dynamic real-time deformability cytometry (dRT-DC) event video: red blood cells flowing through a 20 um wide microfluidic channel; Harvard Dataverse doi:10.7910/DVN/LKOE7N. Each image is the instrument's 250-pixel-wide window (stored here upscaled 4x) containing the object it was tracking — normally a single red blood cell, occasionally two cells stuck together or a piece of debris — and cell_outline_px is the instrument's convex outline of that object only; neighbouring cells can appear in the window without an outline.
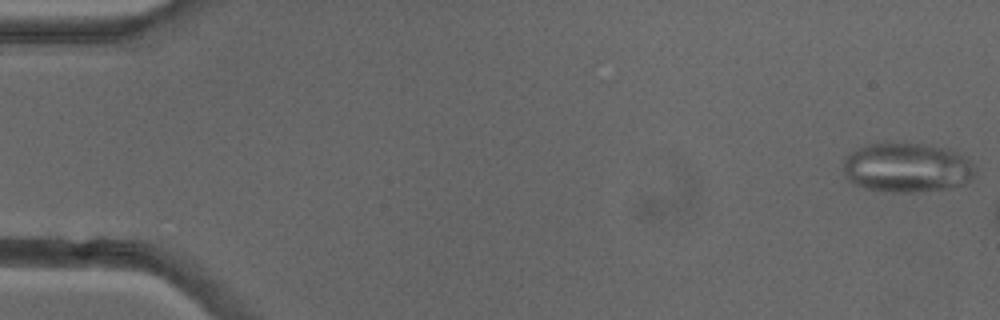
{"species": "common noctule bat (a hibernating species)", "species_latin": "Nyctalus noctula", "temperature_condition": "cold", "stored_images_in_passage": 8, "camera_frame_rate_fps": 3000, "um_per_image_px": 0.085, "animal": {"sex": "female"}, "frame": {"image": 1, "passage_image": 1, "time_ms": 0.0, "image_size_px": [1000, 320], "cell_outline_px": [[976, 176], [972, 180], [964, 184], [952, 188], [912, 192], [892, 192], [864, 188], [848, 180], [844, 176], [844, 156], [856, 148], [868, 144], [920, 144], [948, 148], [956, 152], [968, 160], [976, 168]], "centroid_in_image_um": [77.1, 14.26], "position_along_channel_um": 7.9, "area_um2": 38.15}}